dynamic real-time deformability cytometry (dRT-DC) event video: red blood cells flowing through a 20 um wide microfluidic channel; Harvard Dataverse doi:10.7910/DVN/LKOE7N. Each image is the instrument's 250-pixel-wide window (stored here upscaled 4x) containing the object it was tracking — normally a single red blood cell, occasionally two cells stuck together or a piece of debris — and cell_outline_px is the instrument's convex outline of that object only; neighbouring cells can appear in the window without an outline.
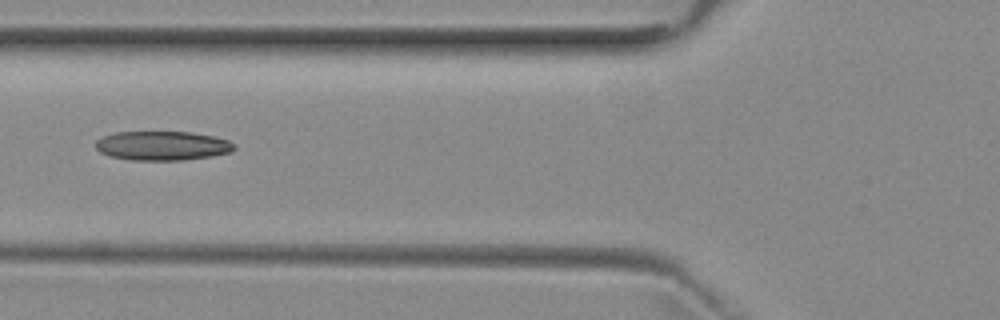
{"species": "common noctule bat (a hibernating species)", "species_latin": "Nyctalus noctula", "temperature_condition": "room temperature", "stored_images_in_passage": 5, "camera_frame_rate_fps": 3000, "um_per_image_px": 0.085, "animal": {"sex": "female", "body_mass_g": 29.2, "forearm_length_mm": 56.3}, "frame": {"image": 1, "passage_image": 5, "time_ms": 5.667, "image_size_px": [1000, 320], "cell_outline_px": [[236, 148], [232, 152], [212, 156], [184, 160], [132, 160], [108, 156], [100, 152], [96, 148], [96, 140], [104, 136], [116, 132], [192, 132], [212, 136], [228, 140], [236, 144]], "centroid_in_image_um": [13.82, 12.39], "position_along_channel_um": 112.0, "area_um2": 23.7}}